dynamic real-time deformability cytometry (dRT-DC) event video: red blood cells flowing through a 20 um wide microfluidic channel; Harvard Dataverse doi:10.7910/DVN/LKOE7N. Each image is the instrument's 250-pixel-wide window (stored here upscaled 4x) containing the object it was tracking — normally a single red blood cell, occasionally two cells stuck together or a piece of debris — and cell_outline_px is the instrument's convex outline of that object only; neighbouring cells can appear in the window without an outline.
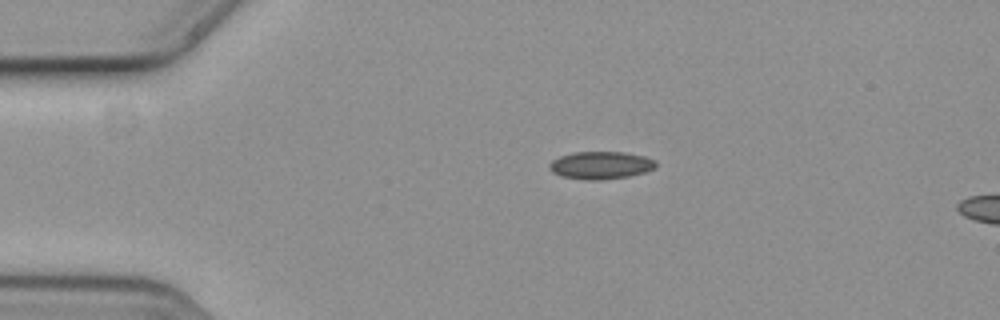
{"species": "common noctule bat (a hibernating species)", "species_latin": "Nyctalus noctula", "temperature_condition": "cold", "stored_images_in_passage": 2, "camera_frame_rate_fps": 3000, "um_per_image_px": 0.085, "animal": {"sex": "female", "body_mass_g": 19.3, "forearm_length_mm": 54.1}, "frame": {"image": 1, "passage_image": 1, "time_ms": 0.0, "image_size_px": [1000, 320], "cell_outline_px": [[656, 168], [644, 172], [628, 176], [600, 180], [588, 180], [564, 176], [552, 172], [548, 168], [548, 164], [552, 160], [560, 156], [572, 152], [624, 152], [644, 156], [656, 160]], "centroid_in_image_um": [51.06, 14.03], "position_along_channel_um": 33.9, "area_um2": 17.11}}